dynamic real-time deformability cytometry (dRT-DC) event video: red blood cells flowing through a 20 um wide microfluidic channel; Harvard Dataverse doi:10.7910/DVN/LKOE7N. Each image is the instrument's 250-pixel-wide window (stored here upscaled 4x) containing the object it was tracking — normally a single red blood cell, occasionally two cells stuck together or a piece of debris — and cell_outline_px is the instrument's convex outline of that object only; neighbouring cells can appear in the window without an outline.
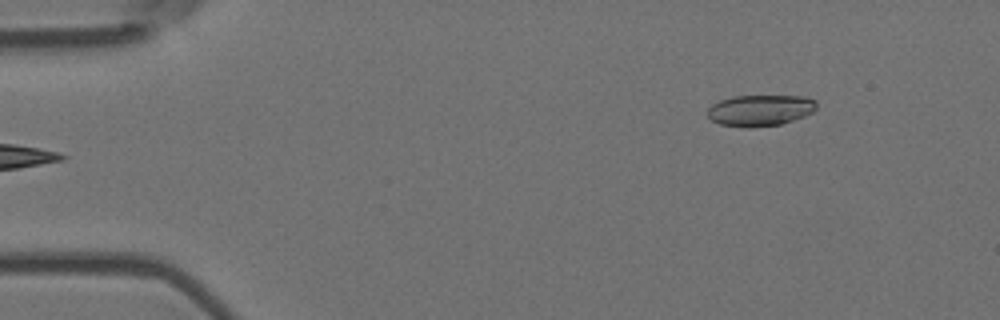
{"species": "Egyptian fruit bat (a non-hibernating species)", "species_latin": "Rousettus aegyptiacus", "temperature_condition": "room temperature", "stored_images_in_passage": 5, "camera_frame_rate_fps": 3000, "um_per_image_px": 0.085, "animal": {"sex": "female"}, "frame": {"image": 1, "passage_image": 1, "time_ms": 0.0, "image_size_px": [1000, 320], "cell_outline_px": [[816, 108], [812, 112], [804, 116], [780, 124], [748, 128], [744, 128], [720, 124], [712, 120], [708, 116], [708, 108], [712, 104], [720, 100], [732, 96], [804, 96], [816, 100]], "centroid_in_image_um": [64.6, 9.37], "position_along_channel_um": 20.4, "area_um2": 19.83}}
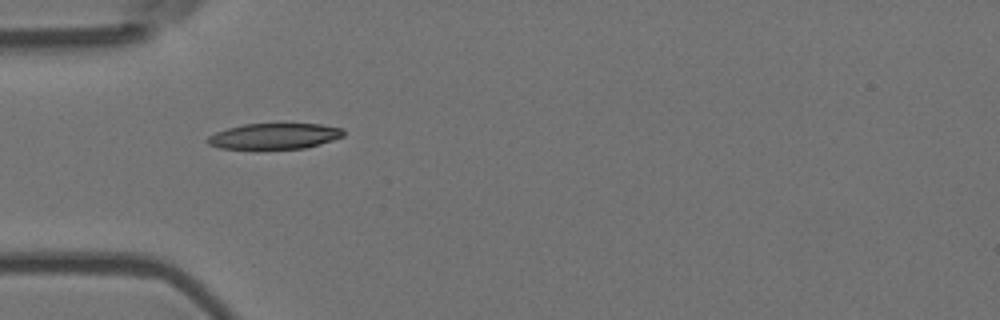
{"frame": {"image": 2, "passage_image": 4, "time_ms": 1.0, "image_size_px": [1000, 320], "cell_outline_px": [[344, 136], [320, 144], [304, 148], [220, 148], [208, 144], [204, 140], [208, 136], [216, 132], [228, 128], [244, 124], [320, 124], [344, 128]], "centroid_in_image_um": [23.33, 11.56], "position_along_channel_um": 61.7, "area_um2": 20.23}}
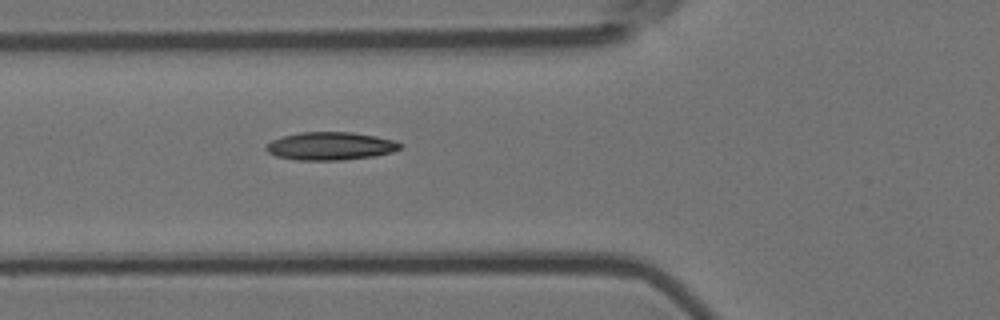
{"frame": {"image": 3, "passage_image": 5, "time_ms": 1.333, "image_size_px": [1000, 320], "cell_outline_px": [[404, 144], [400, 148], [392, 152], [376, 156], [340, 160], [296, 160], [276, 156], [268, 152], [264, 148], [272, 140], [284, 136], [300, 132], [352, 132], [376, 136], [396, 140]], "centroid_in_image_um": [28.12, 12.41], "position_along_channel_um": 97.7, "area_um2": 21.96}}